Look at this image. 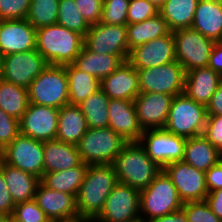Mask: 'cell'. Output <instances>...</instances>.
Listing matches in <instances>:
<instances>
[{
	"mask_svg": "<svg viewBox=\"0 0 222 222\" xmlns=\"http://www.w3.org/2000/svg\"><path fill=\"white\" fill-rule=\"evenodd\" d=\"M83 45L81 34L58 23L36 29V50L48 65L72 64Z\"/></svg>",
	"mask_w": 222,
	"mask_h": 222,
	"instance_id": "6da1fadb",
	"label": "cell"
},
{
	"mask_svg": "<svg viewBox=\"0 0 222 222\" xmlns=\"http://www.w3.org/2000/svg\"><path fill=\"white\" fill-rule=\"evenodd\" d=\"M117 183L113 165H88L76 196L78 215L96 218L103 210L107 197Z\"/></svg>",
	"mask_w": 222,
	"mask_h": 222,
	"instance_id": "7a4b0ae2",
	"label": "cell"
},
{
	"mask_svg": "<svg viewBox=\"0 0 222 222\" xmlns=\"http://www.w3.org/2000/svg\"><path fill=\"white\" fill-rule=\"evenodd\" d=\"M112 165L118 182L138 190L148 187L162 170L139 141L127 142Z\"/></svg>",
	"mask_w": 222,
	"mask_h": 222,
	"instance_id": "3957f363",
	"label": "cell"
},
{
	"mask_svg": "<svg viewBox=\"0 0 222 222\" xmlns=\"http://www.w3.org/2000/svg\"><path fill=\"white\" fill-rule=\"evenodd\" d=\"M182 206L176 187L163 169L148 187L140 190V217L147 221L178 211Z\"/></svg>",
	"mask_w": 222,
	"mask_h": 222,
	"instance_id": "277c9868",
	"label": "cell"
},
{
	"mask_svg": "<svg viewBox=\"0 0 222 222\" xmlns=\"http://www.w3.org/2000/svg\"><path fill=\"white\" fill-rule=\"evenodd\" d=\"M126 141L110 127L88 128L77 147L87 165L113 164Z\"/></svg>",
	"mask_w": 222,
	"mask_h": 222,
	"instance_id": "5b68a950",
	"label": "cell"
},
{
	"mask_svg": "<svg viewBox=\"0 0 222 222\" xmlns=\"http://www.w3.org/2000/svg\"><path fill=\"white\" fill-rule=\"evenodd\" d=\"M206 119V106L183 93L174 96L164 128L186 139L197 137L203 135Z\"/></svg>",
	"mask_w": 222,
	"mask_h": 222,
	"instance_id": "8992f818",
	"label": "cell"
},
{
	"mask_svg": "<svg viewBox=\"0 0 222 222\" xmlns=\"http://www.w3.org/2000/svg\"><path fill=\"white\" fill-rule=\"evenodd\" d=\"M29 103L61 109L69 104L65 65H48L28 88Z\"/></svg>",
	"mask_w": 222,
	"mask_h": 222,
	"instance_id": "52a82bcc",
	"label": "cell"
},
{
	"mask_svg": "<svg viewBox=\"0 0 222 222\" xmlns=\"http://www.w3.org/2000/svg\"><path fill=\"white\" fill-rule=\"evenodd\" d=\"M176 61L185 72L208 66L215 42L193 28L178 29L172 32Z\"/></svg>",
	"mask_w": 222,
	"mask_h": 222,
	"instance_id": "ba28073f",
	"label": "cell"
},
{
	"mask_svg": "<svg viewBox=\"0 0 222 222\" xmlns=\"http://www.w3.org/2000/svg\"><path fill=\"white\" fill-rule=\"evenodd\" d=\"M139 143L159 167L182 161L186 138L170 133L165 128L143 130Z\"/></svg>",
	"mask_w": 222,
	"mask_h": 222,
	"instance_id": "9c48e42d",
	"label": "cell"
},
{
	"mask_svg": "<svg viewBox=\"0 0 222 222\" xmlns=\"http://www.w3.org/2000/svg\"><path fill=\"white\" fill-rule=\"evenodd\" d=\"M140 93H162L177 96L184 93V68L177 61L137 70Z\"/></svg>",
	"mask_w": 222,
	"mask_h": 222,
	"instance_id": "30bf717a",
	"label": "cell"
},
{
	"mask_svg": "<svg viewBox=\"0 0 222 222\" xmlns=\"http://www.w3.org/2000/svg\"><path fill=\"white\" fill-rule=\"evenodd\" d=\"M140 217V190L118 182L96 222H130Z\"/></svg>",
	"mask_w": 222,
	"mask_h": 222,
	"instance_id": "8fae6325",
	"label": "cell"
},
{
	"mask_svg": "<svg viewBox=\"0 0 222 222\" xmlns=\"http://www.w3.org/2000/svg\"><path fill=\"white\" fill-rule=\"evenodd\" d=\"M4 162L41 179L44 174L43 141L20 133L4 149Z\"/></svg>",
	"mask_w": 222,
	"mask_h": 222,
	"instance_id": "7c38bea8",
	"label": "cell"
},
{
	"mask_svg": "<svg viewBox=\"0 0 222 222\" xmlns=\"http://www.w3.org/2000/svg\"><path fill=\"white\" fill-rule=\"evenodd\" d=\"M2 79L25 88L48 66L36 49L1 57Z\"/></svg>",
	"mask_w": 222,
	"mask_h": 222,
	"instance_id": "4fadbf2b",
	"label": "cell"
},
{
	"mask_svg": "<svg viewBox=\"0 0 222 222\" xmlns=\"http://www.w3.org/2000/svg\"><path fill=\"white\" fill-rule=\"evenodd\" d=\"M84 45L92 52L129 56L127 26L97 23L90 25Z\"/></svg>",
	"mask_w": 222,
	"mask_h": 222,
	"instance_id": "5bb4252c",
	"label": "cell"
},
{
	"mask_svg": "<svg viewBox=\"0 0 222 222\" xmlns=\"http://www.w3.org/2000/svg\"><path fill=\"white\" fill-rule=\"evenodd\" d=\"M163 170L172 180L183 203L206 199L208 189L205 172L183 161L170 163Z\"/></svg>",
	"mask_w": 222,
	"mask_h": 222,
	"instance_id": "9a60e30c",
	"label": "cell"
},
{
	"mask_svg": "<svg viewBox=\"0 0 222 222\" xmlns=\"http://www.w3.org/2000/svg\"><path fill=\"white\" fill-rule=\"evenodd\" d=\"M59 109L29 103L19 120L20 133L40 141L55 140L58 128Z\"/></svg>",
	"mask_w": 222,
	"mask_h": 222,
	"instance_id": "2e32d148",
	"label": "cell"
},
{
	"mask_svg": "<svg viewBox=\"0 0 222 222\" xmlns=\"http://www.w3.org/2000/svg\"><path fill=\"white\" fill-rule=\"evenodd\" d=\"M127 61L137 70L176 61L173 33L170 31L167 35L134 47Z\"/></svg>",
	"mask_w": 222,
	"mask_h": 222,
	"instance_id": "e0dca14e",
	"label": "cell"
},
{
	"mask_svg": "<svg viewBox=\"0 0 222 222\" xmlns=\"http://www.w3.org/2000/svg\"><path fill=\"white\" fill-rule=\"evenodd\" d=\"M174 96L162 93H140L134 100L140 127L146 129L164 128Z\"/></svg>",
	"mask_w": 222,
	"mask_h": 222,
	"instance_id": "ac0fdd59",
	"label": "cell"
},
{
	"mask_svg": "<svg viewBox=\"0 0 222 222\" xmlns=\"http://www.w3.org/2000/svg\"><path fill=\"white\" fill-rule=\"evenodd\" d=\"M36 49V29L27 19L0 20V56Z\"/></svg>",
	"mask_w": 222,
	"mask_h": 222,
	"instance_id": "d6986e66",
	"label": "cell"
},
{
	"mask_svg": "<svg viewBox=\"0 0 222 222\" xmlns=\"http://www.w3.org/2000/svg\"><path fill=\"white\" fill-rule=\"evenodd\" d=\"M101 89L110 99L133 101L139 94L138 72L124 61L111 75L100 81Z\"/></svg>",
	"mask_w": 222,
	"mask_h": 222,
	"instance_id": "ffe728a7",
	"label": "cell"
},
{
	"mask_svg": "<svg viewBox=\"0 0 222 222\" xmlns=\"http://www.w3.org/2000/svg\"><path fill=\"white\" fill-rule=\"evenodd\" d=\"M108 110V127L128 142L140 140L143 129L139 125L133 101L110 99Z\"/></svg>",
	"mask_w": 222,
	"mask_h": 222,
	"instance_id": "44dd1931",
	"label": "cell"
},
{
	"mask_svg": "<svg viewBox=\"0 0 222 222\" xmlns=\"http://www.w3.org/2000/svg\"><path fill=\"white\" fill-rule=\"evenodd\" d=\"M35 200L51 222L78 215L75 196L51 190L41 182L37 186Z\"/></svg>",
	"mask_w": 222,
	"mask_h": 222,
	"instance_id": "7402d4cb",
	"label": "cell"
},
{
	"mask_svg": "<svg viewBox=\"0 0 222 222\" xmlns=\"http://www.w3.org/2000/svg\"><path fill=\"white\" fill-rule=\"evenodd\" d=\"M221 82L222 77L208 66L193 69L185 74L184 94L207 106Z\"/></svg>",
	"mask_w": 222,
	"mask_h": 222,
	"instance_id": "603a6c76",
	"label": "cell"
},
{
	"mask_svg": "<svg viewBox=\"0 0 222 222\" xmlns=\"http://www.w3.org/2000/svg\"><path fill=\"white\" fill-rule=\"evenodd\" d=\"M191 28L214 42H221L222 2L199 0Z\"/></svg>",
	"mask_w": 222,
	"mask_h": 222,
	"instance_id": "cb8c5ba5",
	"label": "cell"
},
{
	"mask_svg": "<svg viewBox=\"0 0 222 222\" xmlns=\"http://www.w3.org/2000/svg\"><path fill=\"white\" fill-rule=\"evenodd\" d=\"M128 60V56H117L112 54H99L90 51L83 45L80 54L72 63L76 68L93 75L100 81L111 75L124 61Z\"/></svg>",
	"mask_w": 222,
	"mask_h": 222,
	"instance_id": "d4e9b609",
	"label": "cell"
},
{
	"mask_svg": "<svg viewBox=\"0 0 222 222\" xmlns=\"http://www.w3.org/2000/svg\"><path fill=\"white\" fill-rule=\"evenodd\" d=\"M44 173L78 166L82 160L76 145L58 140L43 141Z\"/></svg>",
	"mask_w": 222,
	"mask_h": 222,
	"instance_id": "484cf974",
	"label": "cell"
},
{
	"mask_svg": "<svg viewBox=\"0 0 222 222\" xmlns=\"http://www.w3.org/2000/svg\"><path fill=\"white\" fill-rule=\"evenodd\" d=\"M0 171L15 204L35 199L40 178L5 162H3Z\"/></svg>",
	"mask_w": 222,
	"mask_h": 222,
	"instance_id": "4316f807",
	"label": "cell"
},
{
	"mask_svg": "<svg viewBox=\"0 0 222 222\" xmlns=\"http://www.w3.org/2000/svg\"><path fill=\"white\" fill-rule=\"evenodd\" d=\"M87 130L86 119L79 105L66 104L59 109L56 140L77 146Z\"/></svg>",
	"mask_w": 222,
	"mask_h": 222,
	"instance_id": "83f0119b",
	"label": "cell"
},
{
	"mask_svg": "<svg viewBox=\"0 0 222 222\" xmlns=\"http://www.w3.org/2000/svg\"><path fill=\"white\" fill-rule=\"evenodd\" d=\"M221 152L204 135L187 138L183 162L206 172L220 160Z\"/></svg>",
	"mask_w": 222,
	"mask_h": 222,
	"instance_id": "f1b7e54d",
	"label": "cell"
},
{
	"mask_svg": "<svg viewBox=\"0 0 222 222\" xmlns=\"http://www.w3.org/2000/svg\"><path fill=\"white\" fill-rule=\"evenodd\" d=\"M87 168L88 165L81 162L78 166L69 169L44 173L40 182L51 190L69 193L76 197Z\"/></svg>",
	"mask_w": 222,
	"mask_h": 222,
	"instance_id": "f546056e",
	"label": "cell"
},
{
	"mask_svg": "<svg viewBox=\"0 0 222 222\" xmlns=\"http://www.w3.org/2000/svg\"><path fill=\"white\" fill-rule=\"evenodd\" d=\"M199 0H166L159 9L171 32L191 28Z\"/></svg>",
	"mask_w": 222,
	"mask_h": 222,
	"instance_id": "4dcf8cb0",
	"label": "cell"
},
{
	"mask_svg": "<svg viewBox=\"0 0 222 222\" xmlns=\"http://www.w3.org/2000/svg\"><path fill=\"white\" fill-rule=\"evenodd\" d=\"M68 79L69 104L79 105L101 88L100 80L79 70L73 64L65 65Z\"/></svg>",
	"mask_w": 222,
	"mask_h": 222,
	"instance_id": "1f68e13d",
	"label": "cell"
},
{
	"mask_svg": "<svg viewBox=\"0 0 222 222\" xmlns=\"http://www.w3.org/2000/svg\"><path fill=\"white\" fill-rule=\"evenodd\" d=\"M126 26L129 50L150 40L167 35L170 32L165 19L159 13L142 22Z\"/></svg>",
	"mask_w": 222,
	"mask_h": 222,
	"instance_id": "d6a6232c",
	"label": "cell"
},
{
	"mask_svg": "<svg viewBox=\"0 0 222 222\" xmlns=\"http://www.w3.org/2000/svg\"><path fill=\"white\" fill-rule=\"evenodd\" d=\"M29 105L28 89L0 79V108L20 120Z\"/></svg>",
	"mask_w": 222,
	"mask_h": 222,
	"instance_id": "836d02e7",
	"label": "cell"
},
{
	"mask_svg": "<svg viewBox=\"0 0 222 222\" xmlns=\"http://www.w3.org/2000/svg\"><path fill=\"white\" fill-rule=\"evenodd\" d=\"M109 100L110 98L100 88L79 104L88 128L108 127Z\"/></svg>",
	"mask_w": 222,
	"mask_h": 222,
	"instance_id": "e575fe53",
	"label": "cell"
},
{
	"mask_svg": "<svg viewBox=\"0 0 222 222\" xmlns=\"http://www.w3.org/2000/svg\"><path fill=\"white\" fill-rule=\"evenodd\" d=\"M59 0H31L27 21L35 29L57 23Z\"/></svg>",
	"mask_w": 222,
	"mask_h": 222,
	"instance_id": "d590c367",
	"label": "cell"
},
{
	"mask_svg": "<svg viewBox=\"0 0 222 222\" xmlns=\"http://www.w3.org/2000/svg\"><path fill=\"white\" fill-rule=\"evenodd\" d=\"M57 23L81 34L83 37H85L90 28V25L77 9L74 0H59Z\"/></svg>",
	"mask_w": 222,
	"mask_h": 222,
	"instance_id": "8d00e7d4",
	"label": "cell"
},
{
	"mask_svg": "<svg viewBox=\"0 0 222 222\" xmlns=\"http://www.w3.org/2000/svg\"><path fill=\"white\" fill-rule=\"evenodd\" d=\"M130 0H103L101 23L108 25H127Z\"/></svg>",
	"mask_w": 222,
	"mask_h": 222,
	"instance_id": "74e56055",
	"label": "cell"
},
{
	"mask_svg": "<svg viewBox=\"0 0 222 222\" xmlns=\"http://www.w3.org/2000/svg\"><path fill=\"white\" fill-rule=\"evenodd\" d=\"M182 209L188 222H222L212 212L206 200L183 203Z\"/></svg>",
	"mask_w": 222,
	"mask_h": 222,
	"instance_id": "f35d334b",
	"label": "cell"
},
{
	"mask_svg": "<svg viewBox=\"0 0 222 222\" xmlns=\"http://www.w3.org/2000/svg\"><path fill=\"white\" fill-rule=\"evenodd\" d=\"M13 216L24 222H51L35 199L15 204Z\"/></svg>",
	"mask_w": 222,
	"mask_h": 222,
	"instance_id": "ab89813d",
	"label": "cell"
},
{
	"mask_svg": "<svg viewBox=\"0 0 222 222\" xmlns=\"http://www.w3.org/2000/svg\"><path fill=\"white\" fill-rule=\"evenodd\" d=\"M159 13L149 0H130L127 13V25L142 22Z\"/></svg>",
	"mask_w": 222,
	"mask_h": 222,
	"instance_id": "60d3db41",
	"label": "cell"
},
{
	"mask_svg": "<svg viewBox=\"0 0 222 222\" xmlns=\"http://www.w3.org/2000/svg\"><path fill=\"white\" fill-rule=\"evenodd\" d=\"M31 0H0V20L26 19Z\"/></svg>",
	"mask_w": 222,
	"mask_h": 222,
	"instance_id": "b9f144b4",
	"label": "cell"
},
{
	"mask_svg": "<svg viewBox=\"0 0 222 222\" xmlns=\"http://www.w3.org/2000/svg\"><path fill=\"white\" fill-rule=\"evenodd\" d=\"M19 134V120L0 108V148L5 149Z\"/></svg>",
	"mask_w": 222,
	"mask_h": 222,
	"instance_id": "7bdbcfd3",
	"label": "cell"
},
{
	"mask_svg": "<svg viewBox=\"0 0 222 222\" xmlns=\"http://www.w3.org/2000/svg\"><path fill=\"white\" fill-rule=\"evenodd\" d=\"M77 9L89 25L101 21L103 0H74Z\"/></svg>",
	"mask_w": 222,
	"mask_h": 222,
	"instance_id": "ee69618b",
	"label": "cell"
},
{
	"mask_svg": "<svg viewBox=\"0 0 222 222\" xmlns=\"http://www.w3.org/2000/svg\"><path fill=\"white\" fill-rule=\"evenodd\" d=\"M204 137L220 152L222 151V116L207 115Z\"/></svg>",
	"mask_w": 222,
	"mask_h": 222,
	"instance_id": "f6af8a7d",
	"label": "cell"
},
{
	"mask_svg": "<svg viewBox=\"0 0 222 222\" xmlns=\"http://www.w3.org/2000/svg\"><path fill=\"white\" fill-rule=\"evenodd\" d=\"M15 203L8 191L4 176L0 171V215H13Z\"/></svg>",
	"mask_w": 222,
	"mask_h": 222,
	"instance_id": "bcb514c9",
	"label": "cell"
},
{
	"mask_svg": "<svg viewBox=\"0 0 222 222\" xmlns=\"http://www.w3.org/2000/svg\"><path fill=\"white\" fill-rule=\"evenodd\" d=\"M208 192L222 188V161L221 159L205 172Z\"/></svg>",
	"mask_w": 222,
	"mask_h": 222,
	"instance_id": "7dc6e473",
	"label": "cell"
},
{
	"mask_svg": "<svg viewBox=\"0 0 222 222\" xmlns=\"http://www.w3.org/2000/svg\"><path fill=\"white\" fill-rule=\"evenodd\" d=\"M205 200L212 212L222 221V188L208 192Z\"/></svg>",
	"mask_w": 222,
	"mask_h": 222,
	"instance_id": "c3c4849f",
	"label": "cell"
},
{
	"mask_svg": "<svg viewBox=\"0 0 222 222\" xmlns=\"http://www.w3.org/2000/svg\"><path fill=\"white\" fill-rule=\"evenodd\" d=\"M208 67L222 77V41L215 42L209 58Z\"/></svg>",
	"mask_w": 222,
	"mask_h": 222,
	"instance_id": "681fc988",
	"label": "cell"
},
{
	"mask_svg": "<svg viewBox=\"0 0 222 222\" xmlns=\"http://www.w3.org/2000/svg\"><path fill=\"white\" fill-rule=\"evenodd\" d=\"M207 115L222 116V82L218 85L209 104L206 106Z\"/></svg>",
	"mask_w": 222,
	"mask_h": 222,
	"instance_id": "f907efd6",
	"label": "cell"
},
{
	"mask_svg": "<svg viewBox=\"0 0 222 222\" xmlns=\"http://www.w3.org/2000/svg\"><path fill=\"white\" fill-rule=\"evenodd\" d=\"M150 222H188L183 209L152 219Z\"/></svg>",
	"mask_w": 222,
	"mask_h": 222,
	"instance_id": "816d5d0a",
	"label": "cell"
},
{
	"mask_svg": "<svg viewBox=\"0 0 222 222\" xmlns=\"http://www.w3.org/2000/svg\"><path fill=\"white\" fill-rule=\"evenodd\" d=\"M54 222H96V220L93 217L77 215L71 218H65L62 220L54 221Z\"/></svg>",
	"mask_w": 222,
	"mask_h": 222,
	"instance_id": "f5cc1de1",
	"label": "cell"
},
{
	"mask_svg": "<svg viewBox=\"0 0 222 222\" xmlns=\"http://www.w3.org/2000/svg\"><path fill=\"white\" fill-rule=\"evenodd\" d=\"M158 10L163 6L166 0H149Z\"/></svg>",
	"mask_w": 222,
	"mask_h": 222,
	"instance_id": "db71d44e",
	"label": "cell"
},
{
	"mask_svg": "<svg viewBox=\"0 0 222 222\" xmlns=\"http://www.w3.org/2000/svg\"><path fill=\"white\" fill-rule=\"evenodd\" d=\"M0 222H11V216L0 215Z\"/></svg>",
	"mask_w": 222,
	"mask_h": 222,
	"instance_id": "11a10c76",
	"label": "cell"
},
{
	"mask_svg": "<svg viewBox=\"0 0 222 222\" xmlns=\"http://www.w3.org/2000/svg\"><path fill=\"white\" fill-rule=\"evenodd\" d=\"M4 162V149L0 148V169Z\"/></svg>",
	"mask_w": 222,
	"mask_h": 222,
	"instance_id": "9f6ffc18",
	"label": "cell"
},
{
	"mask_svg": "<svg viewBox=\"0 0 222 222\" xmlns=\"http://www.w3.org/2000/svg\"><path fill=\"white\" fill-rule=\"evenodd\" d=\"M130 222H150V221H147V220H145L144 218L139 217V218H137V219H135V220H132V221H130Z\"/></svg>",
	"mask_w": 222,
	"mask_h": 222,
	"instance_id": "6f0895ef",
	"label": "cell"
},
{
	"mask_svg": "<svg viewBox=\"0 0 222 222\" xmlns=\"http://www.w3.org/2000/svg\"><path fill=\"white\" fill-rule=\"evenodd\" d=\"M11 222H24L16 219L13 215H11Z\"/></svg>",
	"mask_w": 222,
	"mask_h": 222,
	"instance_id": "680465c9",
	"label": "cell"
},
{
	"mask_svg": "<svg viewBox=\"0 0 222 222\" xmlns=\"http://www.w3.org/2000/svg\"><path fill=\"white\" fill-rule=\"evenodd\" d=\"M1 56H0V79H2V69H1Z\"/></svg>",
	"mask_w": 222,
	"mask_h": 222,
	"instance_id": "91938a15",
	"label": "cell"
}]
</instances>
